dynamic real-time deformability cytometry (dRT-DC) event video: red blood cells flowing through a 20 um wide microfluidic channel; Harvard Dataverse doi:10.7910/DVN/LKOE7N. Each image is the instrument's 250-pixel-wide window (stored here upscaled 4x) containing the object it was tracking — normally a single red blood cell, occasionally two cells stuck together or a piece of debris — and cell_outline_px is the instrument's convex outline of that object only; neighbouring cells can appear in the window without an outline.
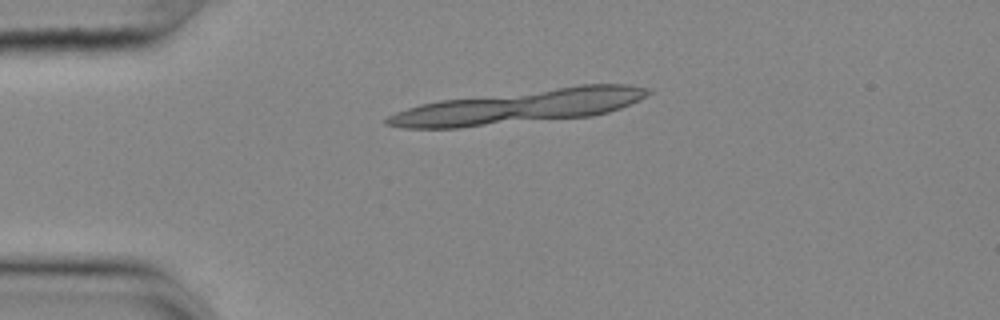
{"species": "common noctule bat (a hibernating species)", "species_latin": "Nyctalus noctula", "temperature_condition": "cold", "stored_images_in_passage": 9, "camera_frame_rate_fps": 3000, "um_per_image_px": 0.085, "animal": {"sex": "female", "body_mass_g": 25.1}, "frame": {"image": 1, "passage_image": 1, "time_ms": 0.0, "image_size_px": [1000, 320], "cell_outline_px": [[652, 92], [640, 100], [620, 108], [608, 112], [592, 116], [460, 128], [404, 128], [384, 124], [384, 120], [388, 116], [396, 112], [420, 104], [440, 100], [580, 84], [628, 84], [648, 88]], "centroid_in_image_um": [44.14, 9.06], "position_along_channel_um": 40.9, "area_um2": 51.73}}